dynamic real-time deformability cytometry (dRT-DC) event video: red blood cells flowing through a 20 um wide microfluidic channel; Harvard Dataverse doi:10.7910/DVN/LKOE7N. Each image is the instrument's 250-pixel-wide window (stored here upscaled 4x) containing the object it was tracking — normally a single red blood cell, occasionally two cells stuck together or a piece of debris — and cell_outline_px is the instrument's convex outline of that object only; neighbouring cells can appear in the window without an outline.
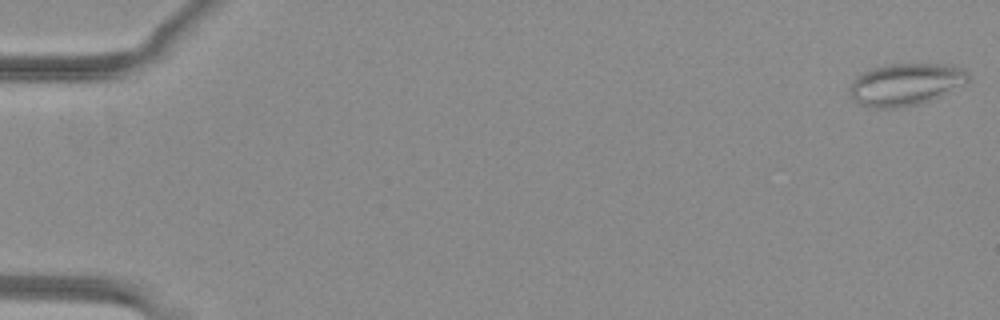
{"species": "common noctule bat (a hibernating species)", "species_latin": "Nyctalus noctula", "temperature_condition": "warm", "stored_images_in_passage": 52, "camera_frame_rate_fps": 3000, "um_per_image_px": 0.085, "animal": {"sex": "female", "body_mass_g": 29.2, "forearm_length_mm": 56.3}, "frame": {"image": 1, "passage_image": 1, "time_ms": 0.0, "image_size_px": [1000, 320], "cell_outline_px": [[972, 76], [964, 84], [940, 96], [916, 104], [892, 108], [872, 108], [860, 104], [848, 92], [848, 88], [852, 80], [864, 72], [872, 68], [892, 64], [944, 64], [964, 68]], "centroid_in_image_um": [76.98, 7.16], "position_along_channel_um": 8.0, "area_um2": 28.9}}
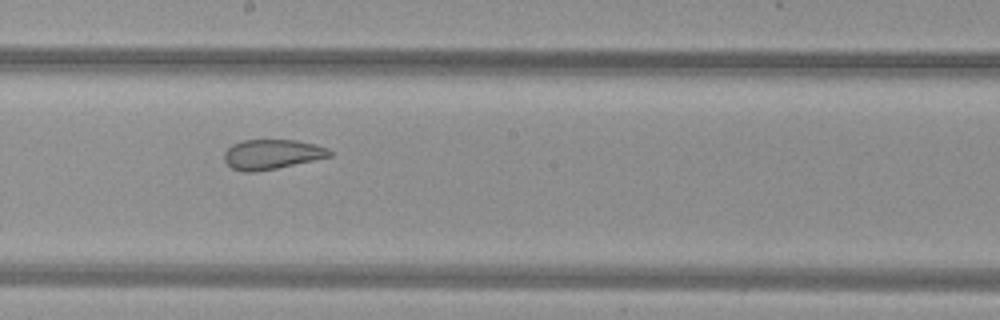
{"frame": {"image": 2, "passage_image": 30, "time_ms": 9.667, "image_size_px": [1000, 320], "cell_outline_px": [[332, 156], [276, 168], [256, 172], [244, 172], [232, 168], [224, 160], [224, 152], [232, 144], [244, 140], [296, 140], [316, 144], [328, 148], [332, 152]], "centroid_in_image_um": [23.11, 13.11], "position_along_channel_um": 225.1, "area_um2": 18.26}}
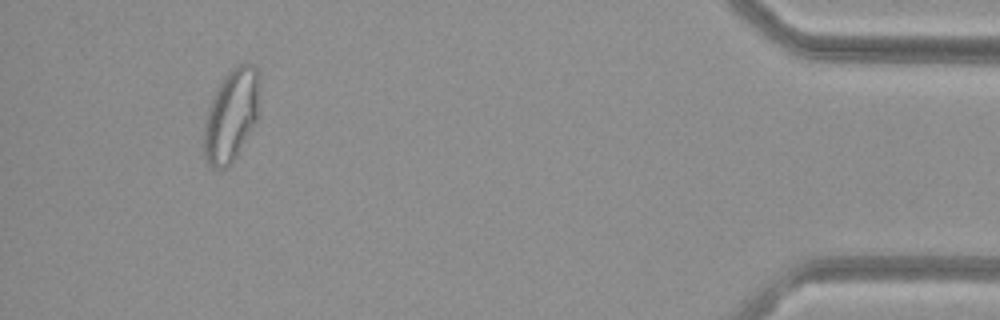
{"frame": {"image": 3, "passage_image": 49, "time_ms": 16.0, "image_size_px": [1000, 320], "cell_outline_px": [[260, 112], [256, 120], [232, 164], [224, 168], [212, 168], [208, 164], [204, 156], [204, 124], [208, 108], [216, 88], [224, 76], [232, 68], [240, 64], [252, 64], [260, 72]], "centroid_in_image_um": [19.68, 9.77], "position_along_channel_um": 415.5, "area_um2": 30.35}, "authors_computed_cell_mechanics": {"area_um2": 25.5476, "velocity_mm_per_s": 4.0318, "shape_relaxation_time_tau1_ms": null, "shape_relaxation_time_tau2_ms": 1.4066, "deformation_change_tau1": null, "deformation_change_tau2": 0.0783}}